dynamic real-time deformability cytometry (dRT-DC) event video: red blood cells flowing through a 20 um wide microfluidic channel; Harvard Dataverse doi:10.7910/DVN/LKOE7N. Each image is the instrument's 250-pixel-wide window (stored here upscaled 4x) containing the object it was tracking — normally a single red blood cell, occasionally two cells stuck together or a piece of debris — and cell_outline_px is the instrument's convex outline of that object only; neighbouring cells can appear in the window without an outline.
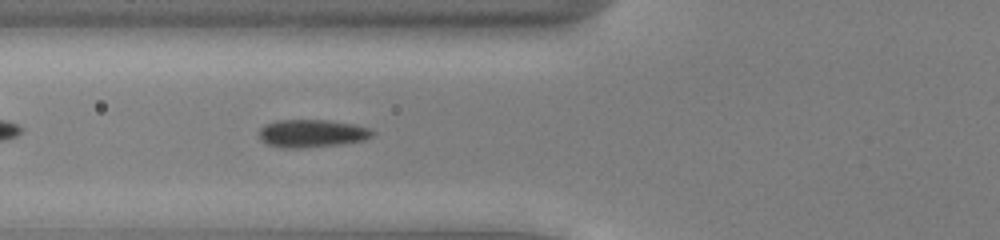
{"species": "common noctule bat (a hibernating species)", "species_latin": "Nyctalus noctula", "temperature_condition": "cold", "stored_images_in_passage": 38, "camera_frame_rate_fps": 3000, "um_per_image_px": 0.085, "animal": {"sex": "male", "body_mass_g": 13.0, "forearm_length_mm": 53.1}, "frame": {"image": 1, "passage_image": 6, "time_ms": 1.667, "image_size_px": [1000, 240], "cell_outline_px": [[376, 132], [372, 136], [364, 140], [340, 144], [300, 148], [284, 148], [264, 144], [260, 140], [260, 128], [264, 124], [276, 120], [328, 120], [352, 124], [368, 128]], "centroid_in_image_um": [26.47, 11.34], "position_along_channel_um": 99.3, "area_um2": 18.44}}
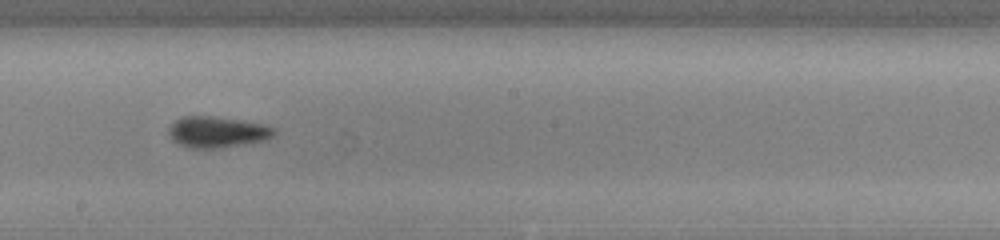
{"frame": {"image": 2, "passage_image": 16, "time_ms": 5.0, "image_size_px": [1000, 240], "cell_outline_px": [[276, 132], [272, 136], [264, 140], [220, 148], [188, 148], [176, 144], [168, 136], [168, 128], [176, 120], [184, 116], [212, 116], [240, 120], [264, 124], [276, 128]], "centroid_in_image_um": [18.42, 11.22], "position_along_channel_um": 229.8, "area_um2": 19.19}}
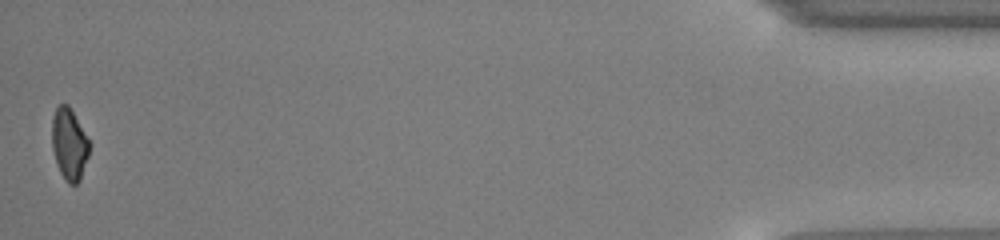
{"frame": {"image": 3, "passage_image": 38, "time_ms": 12.333, "image_size_px": [1000, 240], "cell_outline_px": [[92, 144], [80, 180], [76, 184], [68, 184], [64, 180], [56, 164], [52, 148], [52, 116], [56, 108], [60, 104], [68, 104]], "centroid_in_image_um": [5.89, 12.26], "position_along_channel_um": 429.3, "area_um2": 15.84}, "authors_computed_cell_mechanics": {"area_um2": 18.0336, "velocity_mm_per_s": 3.9071, "shape_relaxation_time_tau1_ms": 2.541, "shape_relaxation_time_tau2_ms": null, "deformation_change_tau1": 0.0682, "deformation_change_tau2": null}}